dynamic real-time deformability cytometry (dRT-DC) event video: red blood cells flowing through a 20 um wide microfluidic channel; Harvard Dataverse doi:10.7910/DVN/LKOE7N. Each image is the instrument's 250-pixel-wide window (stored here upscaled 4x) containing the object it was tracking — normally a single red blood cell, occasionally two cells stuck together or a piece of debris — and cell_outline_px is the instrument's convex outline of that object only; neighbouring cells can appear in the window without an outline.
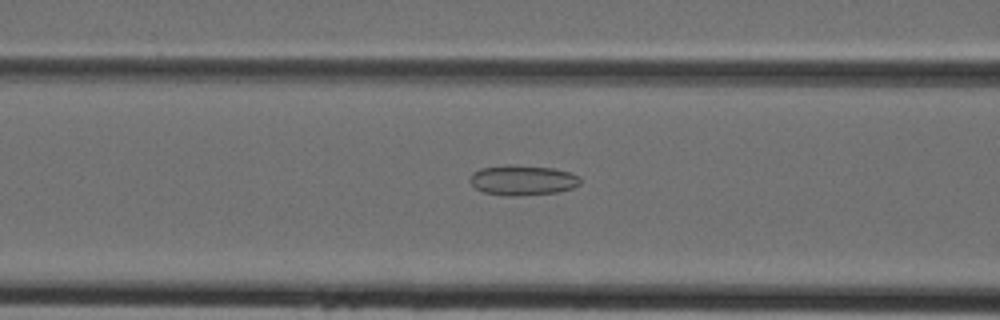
{"species": "Egyptian fruit bat (a non-hibernating species)", "species_latin": "Rousettus aegyptiacus", "temperature_condition": "cold", "stored_images_in_passage": 30, "camera_frame_rate_fps": 3000, "um_per_image_px": 0.085, "animal": {"sex": "female"}, "frame": {"image": 1, "passage_image": 4, "time_ms": 1.0, "image_size_px": [1000, 320], "cell_outline_px": [[580, 184], [572, 188], [560, 192], [520, 196], [508, 196], [484, 192], [476, 188], [468, 180], [472, 172], [480, 168], [508, 164], [516, 164], [552, 168], [568, 172], [580, 176]], "centroid_in_image_um": [44.41, 15.31], "position_along_channel_um": 122.2, "area_um2": 19.65}}
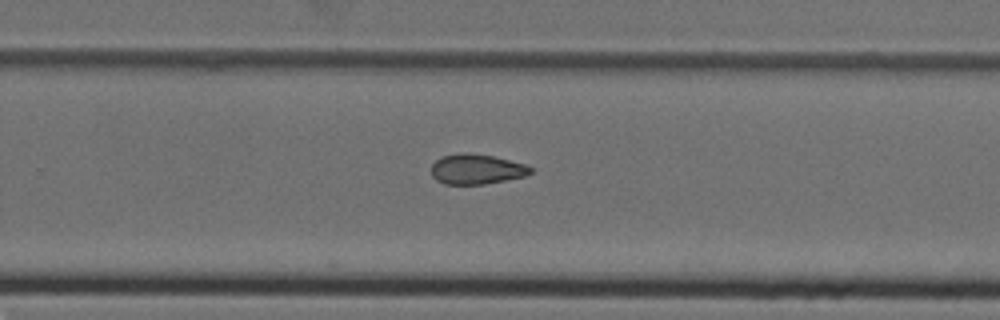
{"frame": {"image": 2, "passage_image": 15, "time_ms": 4.667, "image_size_px": [1000, 320], "cell_outline_px": [[532, 172], [524, 176], [484, 184], [444, 184], [436, 180], [432, 176], [432, 164], [440, 156], [464, 152], [468, 152], [492, 156], [524, 164], [532, 168]], "centroid_in_image_um": [40.46, 14.37], "position_along_channel_um": 289.3, "area_um2": 17.28}}
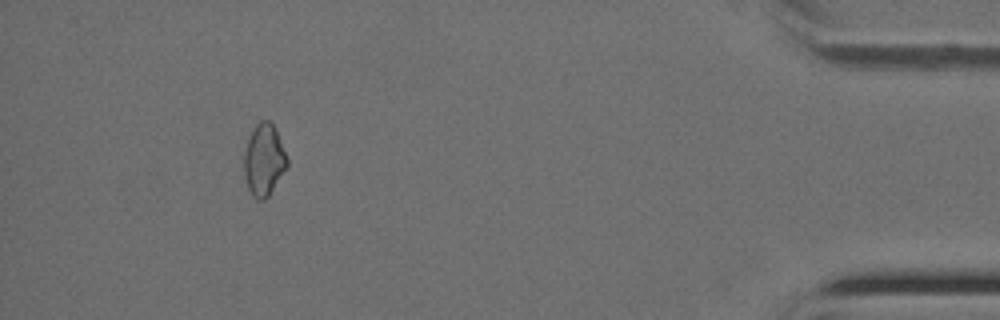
{"frame": {"image": 3, "passage_image": 27, "time_ms": 8.667, "image_size_px": [1000, 320], "cell_outline_px": [[288, 168], [268, 196], [264, 200], [256, 200], [252, 196], [248, 188], [244, 176], [244, 152], [248, 140], [256, 124], [260, 120], [268, 120], [276, 128], [288, 160]], "centroid_in_image_um": [22.45, 13.62], "position_along_channel_um": 412.8, "area_um2": 18.15}}